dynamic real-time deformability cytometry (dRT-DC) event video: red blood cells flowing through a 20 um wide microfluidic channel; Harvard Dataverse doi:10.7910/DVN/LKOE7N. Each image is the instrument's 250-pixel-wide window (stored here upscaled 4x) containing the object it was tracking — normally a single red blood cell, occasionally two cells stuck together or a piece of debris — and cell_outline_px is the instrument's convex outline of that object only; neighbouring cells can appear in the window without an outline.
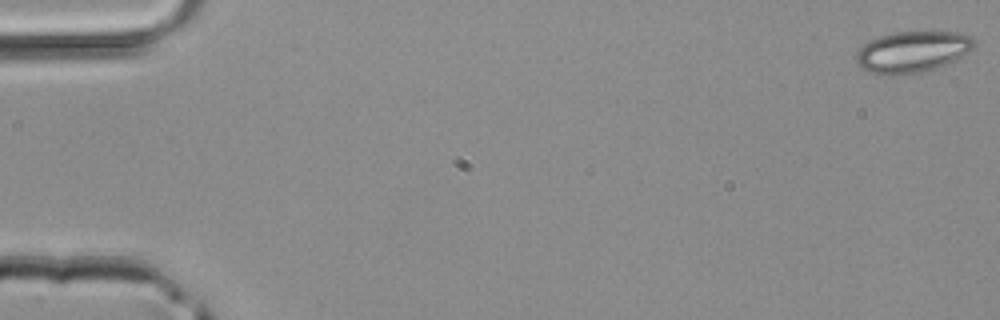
{"species": "common noctule bat (a hibernating species)", "species_latin": "Nyctalus noctula", "temperature_condition": "room temperature", "stored_images_in_passage": 28, "camera_frame_rate_fps": 3000, "um_per_image_px": 0.085, "animal": {"sex": "male", "body_mass_g": 20.4}, "frame": {"image": 1, "passage_image": 1, "time_ms": 0.0, "image_size_px": [1000, 320], "cell_outline_px": [[976, 44], [968, 52], [956, 60], [920, 72], [896, 76], [888, 76], [868, 72], [856, 60], [856, 52], [864, 44], [880, 36], [896, 32], [960, 32], [972, 36], [976, 40]], "centroid_in_image_um": [77.57, 4.4], "position_along_channel_um": 7.4, "area_um2": 28.26}}
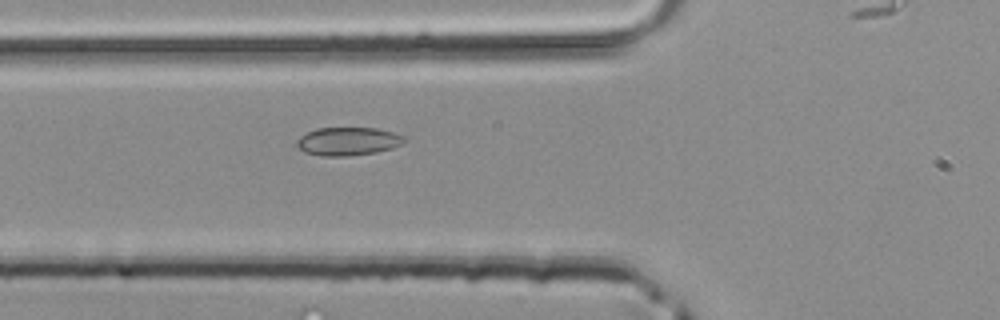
{"frame": {"image": 2, "passage_image": 17, "time_ms": 5.333, "image_size_px": [1000, 320], "cell_outline_px": [[408, 140], [392, 148], [376, 152], [344, 156], [320, 156], [304, 152], [296, 148], [296, 140], [300, 136], [316, 128], [376, 128], [392, 132], [404, 136]], "centroid_in_image_um": [29.54, 12.01], "position_along_channel_um": 96.3, "area_um2": 17.74}}
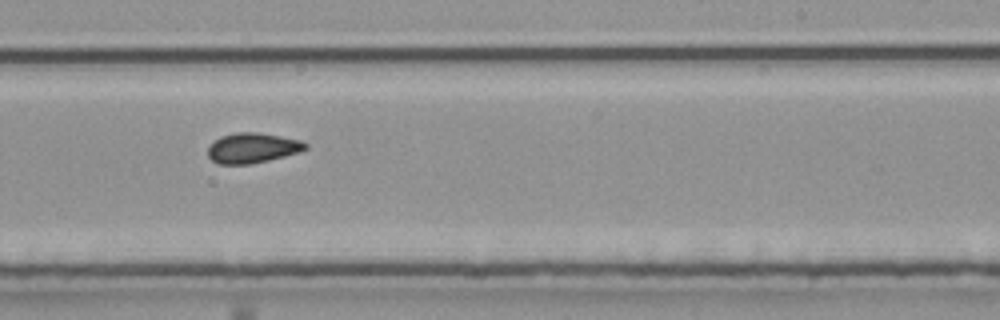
{"frame": {"image": 3, "passage_image": 28, "time_ms": 9.0, "image_size_px": [1000, 320], "cell_outline_px": [[308, 148], [300, 152], [268, 160], [248, 164], [220, 164], [212, 160], [208, 156], [208, 144], [220, 136], [236, 132], [256, 132], [280, 136], [300, 140], [308, 144]], "centroid_in_image_um": [21.44, 12.57], "position_along_channel_um": 267.6, "area_um2": 17.17}}